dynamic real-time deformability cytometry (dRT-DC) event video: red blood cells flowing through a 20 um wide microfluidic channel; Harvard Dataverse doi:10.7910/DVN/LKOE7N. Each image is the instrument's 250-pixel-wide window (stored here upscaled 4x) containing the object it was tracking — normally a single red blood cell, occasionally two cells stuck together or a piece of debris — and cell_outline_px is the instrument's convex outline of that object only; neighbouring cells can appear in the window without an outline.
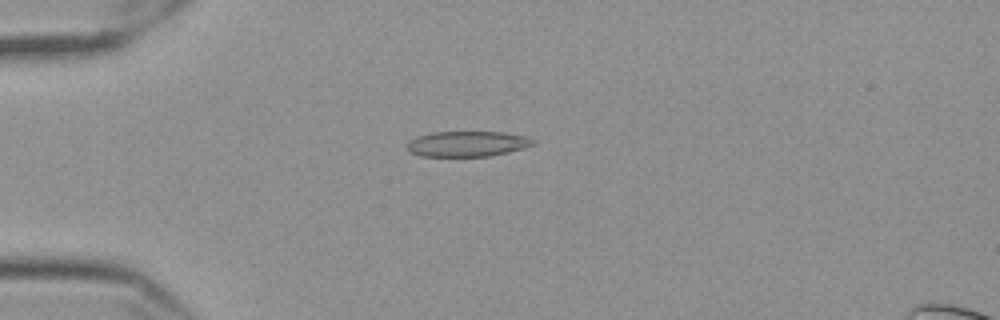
{"species": "Egyptian fruit bat (a non-hibernating species)", "species_latin": "Rousettus aegyptiacus", "temperature_condition": "cold", "stored_images_in_passage": 58, "camera_frame_rate_fps": 3000, "um_per_image_px": 0.085, "frame": {"image": 1, "passage_image": 16, "time_ms": 5.0, "image_size_px": [1000, 320], "cell_outline_px": [[536, 144], [524, 148], [508, 152], [488, 156], [420, 156], [412, 152], [408, 148], [408, 140], [416, 136], [432, 132], [504, 132], [524, 136], [532, 140]], "centroid_in_image_um": [39.7, 12.22], "position_along_channel_um": 45.3, "area_um2": 18.55}}
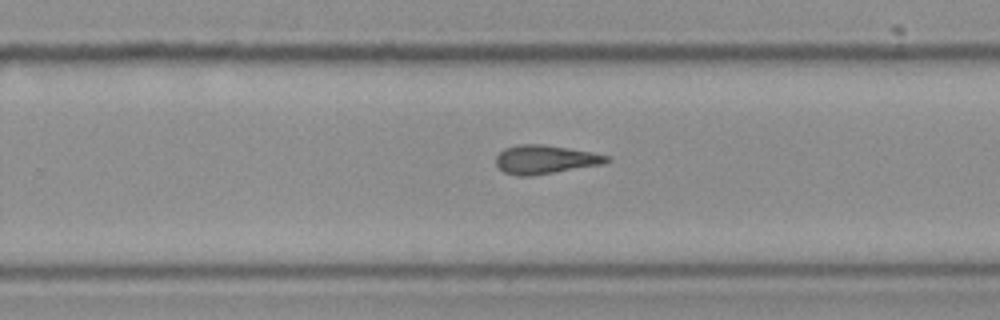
{"frame": {"image": 2, "passage_image": 38, "time_ms": 12.333, "image_size_px": [1000, 320], "cell_outline_px": [[612, 160], [604, 164], [532, 176], [516, 176], [504, 172], [496, 164], [496, 156], [504, 148], [516, 144], [544, 144], [592, 152], [608, 156]], "centroid_in_image_um": [46.34, 13.55], "position_along_channel_um": 283.5, "area_um2": 18.67}}
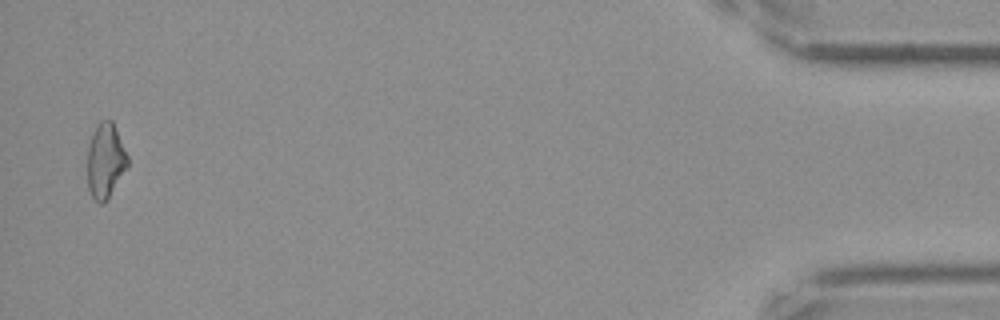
{"frame": {"image": 3, "passage_image": 57, "time_ms": 18.667, "image_size_px": [1000, 320], "cell_outline_px": [[128, 168], [108, 200], [100, 204], [92, 196], [88, 188], [88, 148], [96, 124], [100, 120], [112, 120], [128, 156]], "centroid_in_image_um": [8.98, 13.68], "position_along_channel_um": 426.2, "area_um2": 17.63}, "authors_computed_cell_mechanics": {"area_um2": 18.3804, "velocity_mm_per_s": 3.557, "shape_relaxation_time_tau1_ms": null, "shape_relaxation_time_tau2_ms": 6.6057, "deformation_change_tau1": null, "deformation_change_tau2": 0.1602}}